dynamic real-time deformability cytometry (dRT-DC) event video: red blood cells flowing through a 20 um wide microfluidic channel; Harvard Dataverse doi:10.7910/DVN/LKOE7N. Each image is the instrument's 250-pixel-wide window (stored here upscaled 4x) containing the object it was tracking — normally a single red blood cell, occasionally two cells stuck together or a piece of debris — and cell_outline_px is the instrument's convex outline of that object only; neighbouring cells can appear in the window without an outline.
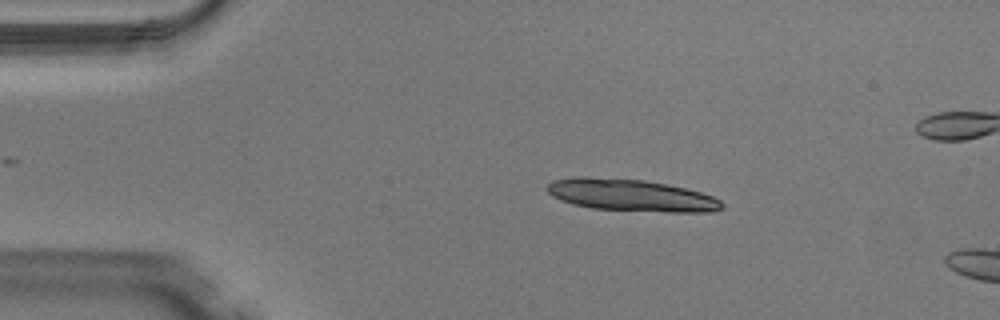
{"species": "Egyptian fruit bat (a non-hibernating species)", "species_latin": "Rousettus aegyptiacus", "temperature_condition": "warm", "stored_images_in_passage": 5, "camera_frame_rate_fps": 3000, "um_per_image_px": 0.085, "animal": {"sex": "male"}, "frame": {"image": 1, "passage_image": 1, "time_ms": 0.0, "image_size_px": [1000, 320], "cell_outline_px": [[724, 208], [712, 212], [668, 212], [592, 208], [572, 204], [560, 200], [552, 196], [544, 188], [552, 180], [576, 176], [588, 176], [644, 180], [668, 184], [700, 192], [712, 196], [720, 200], [724, 204]], "centroid_in_image_um": [53.61, 16.59], "position_along_channel_um": 31.4, "area_um2": 32.83}}